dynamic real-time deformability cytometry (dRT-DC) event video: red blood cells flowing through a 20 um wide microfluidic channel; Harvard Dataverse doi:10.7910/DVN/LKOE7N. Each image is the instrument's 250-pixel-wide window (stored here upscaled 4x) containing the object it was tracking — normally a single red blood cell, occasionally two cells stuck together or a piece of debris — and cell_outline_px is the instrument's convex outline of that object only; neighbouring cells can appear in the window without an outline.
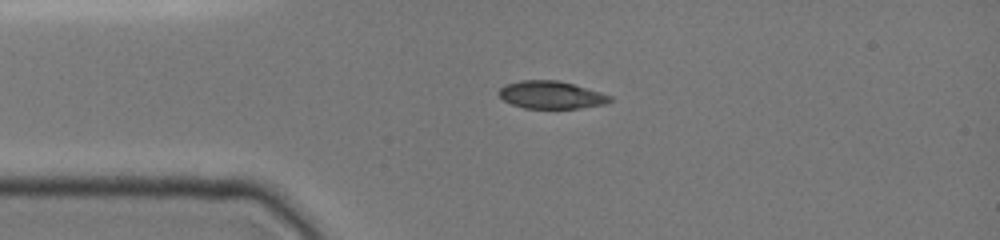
{"species": "common noctule bat (a hibernating species)", "species_latin": "Nyctalus noctula", "temperature_condition": "cold", "stored_images_in_passage": 38, "camera_frame_rate_fps": 3000, "um_per_image_px": 0.085, "animal": {"sex": "female", "body_mass_g": 19.0, "forearm_length_mm": 51.5}, "frame": {"image": 1, "passage_image": 1, "time_ms": 0.0, "image_size_px": [1000, 240], "cell_outline_px": [[616, 100], [604, 104], [580, 108], [524, 108], [512, 104], [504, 100], [496, 92], [500, 88], [508, 84], [520, 80], [556, 80], [572, 84], [600, 92], [612, 96]], "centroid_in_image_um": [46.86, 8.07], "position_along_channel_um": 38.1, "area_um2": 17.8}}
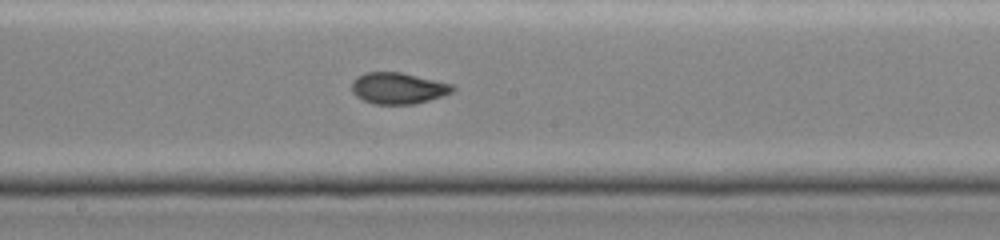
{"frame": {"image": 2, "passage_image": 16, "time_ms": 5.0, "image_size_px": [1000, 240], "cell_outline_px": [[456, 88], [452, 92], [444, 96], [416, 104], [376, 104], [364, 100], [356, 96], [352, 92], [352, 80], [356, 76], [364, 72], [400, 72], [452, 84]], "centroid_in_image_um": [33.83, 7.5], "position_along_channel_um": 214.4, "area_um2": 18.5}}
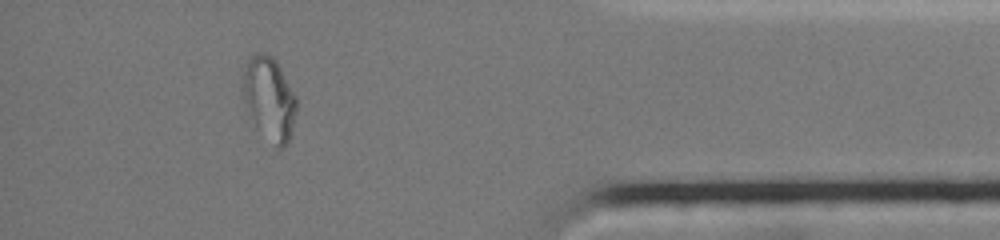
{"frame": {"image": 3, "passage_image": 33, "time_ms": 10.667, "image_size_px": [1000, 240], "cell_outline_px": [[296, 112], [292, 132], [288, 144], [284, 148], [276, 148], [256, 124], [248, 112], [244, 104], [240, 76], [248, 56], [256, 52], [264, 52], [272, 56], [276, 60], [296, 96]], "centroid_in_image_um": [22.86, 8.32], "position_along_channel_um": 412.3, "area_um2": 26.47}, "authors_computed_cell_mechanics": {"area_um2": 18.9006, "velocity_mm_per_s": 3.9292, "shape_relaxation_time_tau1_ms": null, "shape_relaxation_time_tau2_ms": 1.5831, "deformation_change_tau1": null, "deformation_change_tau2": 0.0325}}